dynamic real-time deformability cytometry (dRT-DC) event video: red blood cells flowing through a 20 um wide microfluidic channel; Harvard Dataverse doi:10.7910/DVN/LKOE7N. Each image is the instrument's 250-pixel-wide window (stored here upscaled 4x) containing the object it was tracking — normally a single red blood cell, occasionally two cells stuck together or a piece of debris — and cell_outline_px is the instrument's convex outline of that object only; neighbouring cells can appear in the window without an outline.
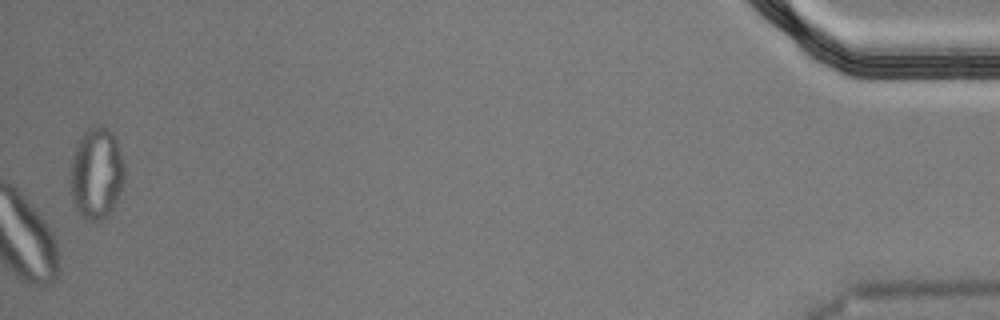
{"species": "Egyptian fruit bat (a non-hibernating species)", "species_latin": "Rousettus aegyptiacus", "temperature_condition": "cold", "stored_images_in_passage": 56, "camera_frame_rate_fps": 3000, "um_per_image_px": 0.085, "animal": {"sex": "male"}, "frame": {"image": 1, "passage_image": 56, "time_ms": 18.333, "image_size_px": [1000, 320], "cell_outline_px": [[124, 180], [116, 200], [112, 208], [100, 220], [84, 220], [80, 216], [76, 208], [68, 184], [68, 172], [72, 156], [84, 132], [88, 128], [104, 124], [112, 132], [116, 140], [124, 164]], "centroid_in_image_um": [8.16, 14.72], "position_along_channel_um": 427.0, "area_um2": 28.96}, "authors_computed_cell_mechanics": {"area_um2": 21.6172, "velocity_mm_per_s": 3.5549, "shape_relaxation_time_tau1_ms": null, "shape_relaxation_time_tau2_ms": 2.8057, "deformation_change_tau1": null, "deformation_change_tau2": 0.0811}}